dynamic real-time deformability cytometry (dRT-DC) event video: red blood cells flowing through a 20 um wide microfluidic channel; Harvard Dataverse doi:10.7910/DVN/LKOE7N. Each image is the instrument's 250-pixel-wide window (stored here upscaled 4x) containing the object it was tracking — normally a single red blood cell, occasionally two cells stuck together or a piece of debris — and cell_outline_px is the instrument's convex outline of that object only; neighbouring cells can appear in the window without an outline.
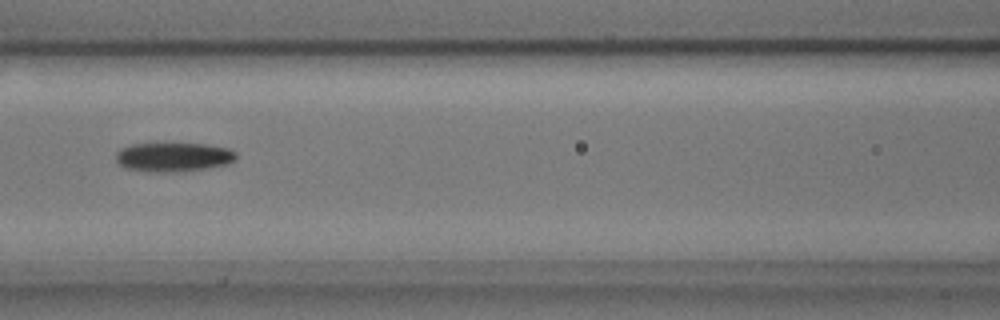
{"species": "common noctule bat (a hibernating species)", "species_latin": "Nyctalus noctula", "temperature_condition": "cold", "stored_images_in_passage": 16, "camera_frame_rate_fps": 3000, "um_per_image_px": 0.085, "animal": {"sex": "male", "body_mass_g": 17.9, "forearm_length_mm": 54.2}, "frame": {"image": 1, "passage_image": 9, "time_ms": 2.667, "image_size_px": [1000, 320], "cell_outline_px": [[236, 160], [228, 164], [208, 168], [180, 172], [144, 172], [124, 168], [116, 160], [116, 152], [120, 148], [132, 144], [204, 144], [228, 148], [236, 152]], "centroid_in_image_um": [14.73, 13.37], "position_along_channel_um": 151.9, "area_um2": 20.63}}
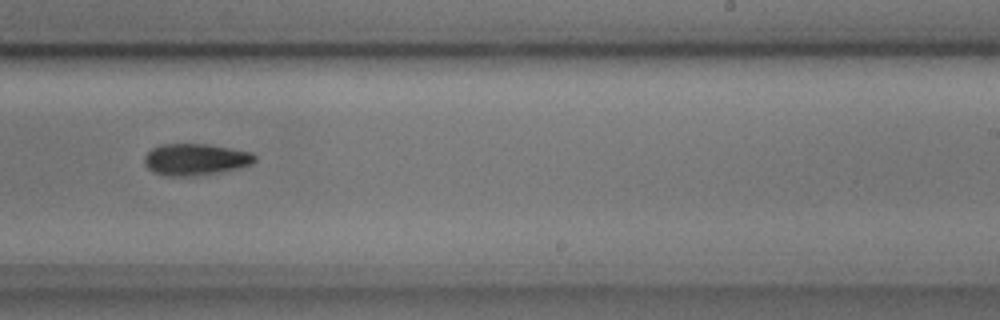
{"frame": {"image": 2, "passage_image": 12, "time_ms": 3.667, "image_size_px": [1000, 320], "cell_outline_px": [[256, 160], [252, 164], [236, 168], [216, 172], [184, 176], [168, 176], [152, 172], [144, 164], [144, 156], [152, 148], [160, 144], [208, 144], [252, 152], [256, 156]], "centroid_in_image_um": [16.58, 13.53], "position_along_channel_um": 272.4, "area_um2": 20.17}}
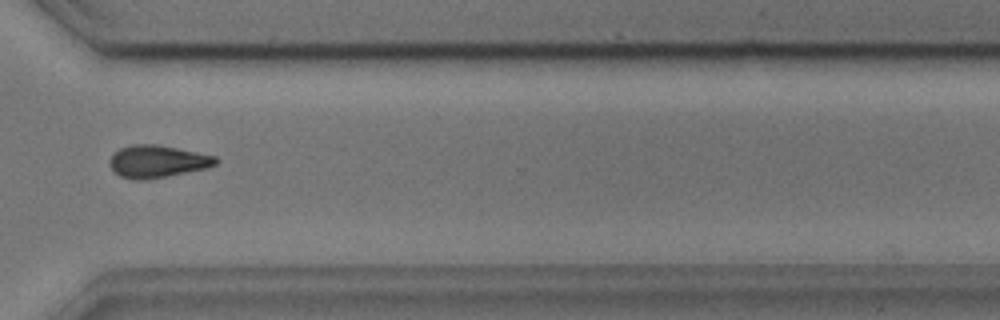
{"frame": {"image": 3, "passage_image": 14, "time_ms": 4.333, "image_size_px": [1000, 320], "cell_outline_px": [[220, 160], [216, 164], [208, 168], [144, 180], [132, 180], [120, 176], [108, 164], [108, 160], [120, 148], [132, 144], [156, 144], [216, 156]], "centroid_in_image_um": [13.38, 13.72], "position_along_channel_um": 357.2, "area_um2": 19.94}}